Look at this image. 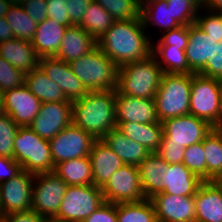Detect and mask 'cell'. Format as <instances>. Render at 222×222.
I'll return each mask as SVG.
<instances>
[{"mask_svg":"<svg viewBox=\"0 0 222 222\" xmlns=\"http://www.w3.org/2000/svg\"><path fill=\"white\" fill-rule=\"evenodd\" d=\"M146 35L141 18L115 21L97 40V46L118 67L145 60L152 55L153 43Z\"/></svg>","mask_w":222,"mask_h":222,"instance_id":"obj_1","label":"cell"},{"mask_svg":"<svg viewBox=\"0 0 222 222\" xmlns=\"http://www.w3.org/2000/svg\"><path fill=\"white\" fill-rule=\"evenodd\" d=\"M72 123L102 139L116 127V91H89L83 98L72 101Z\"/></svg>","mask_w":222,"mask_h":222,"instance_id":"obj_2","label":"cell"},{"mask_svg":"<svg viewBox=\"0 0 222 222\" xmlns=\"http://www.w3.org/2000/svg\"><path fill=\"white\" fill-rule=\"evenodd\" d=\"M163 75L164 71L153 55L127 63L119 67L116 91L132 97L154 99Z\"/></svg>","mask_w":222,"mask_h":222,"instance_id":"obj_3","label":"cell"},{"mask_svg":"<svg viewBox=\"0 0 222 222\" xmlns=\"http://www.w3.org/2000/svg\"><path fill=\"white\" fill-rule=\"evenodd\" d=\"M68 64L88 91H116L119 67L98 46Z\"/></svg>","mask_w":222,"mask_h":222,"instance_id":"obj_4","label":"cell"},{"mask_svg":"<svg viewBox=\"0 0 222 222\" xmlns=\"http://www.w3.org/2000/svg\"><path fill=\"white\" fill-rule=\"evenodd\" d=\"M192 74L164 73L154 97L159 121L189 114Z\"/></svg>","mask_w":222,"mask_h":222,"instance_id":"obj_5","label":"cell"},{"mask_svg":"<svg viewBox=\"0 0 222 222\" xmlns=\"http://www.w3.org/2000/svg\"><path fill=\"white\" fill-rule=\"evenodd\" d=\"M14 160L23 171L31 174L52 172L53 158L47 139L38 136L29 127H19L13 143Z\"/></svg>","mask_w":222,"mask_h":222,"instance_id":"obj_6","label":"cell"},{"mask_svg":"<svg viewBox=\"0 0 222 222\" xmlns=\"http://www.w3.org/2000/svg\"><path fill=\"white\" fill-rule=\"evenodd\" d=\"M222 80L192 74L189 114L218 130Z\"/></svg>","mask_w":222,"mask_h":222,"instance_id":"obj_7","label":"cell"},{"mask_svg":"<svg viewBox=\"0 0 222 222\" xmlns=\"http://www.w3.org/2000/svg\"><path fill=\"white\" fill-rule=\"evenodd\" d=\"M105 202L102 190L93 185L68 186L55 222H83Z\"/></svg>","mask_w":222,"mask_h":222,"instance_id":"obj_8","label":"cell"},{"mask_svg":"<svg viewBox=\"0 0 222 222\" xmlns=\"http://www.w3.org/2000/svg\"><path fill=\"white\" fill-rule=\"evenodd\" d=\"M67 188L68 185L54 171L35 174L32 210L48 220H53Z\"/></svg>","mask_w":222,"mask_h":222,"instance_id":"obj_9","label":"cell"},{"mask_svg":"<svg viewBox=\"0 0 222 222\" xmlns=\"http://www.w3.org/2000/svg\"><path fill=\"white\" fill-rule=\"evenodd\" d=\"M162 124L163 135L160 144H176L185 148L202 142L214 129L206 120L190 114L169 118Z\"/></svg>","mask_w":222,"mask_h":222,"instance_id":"obj_10","label":"cell"},{"mask_svg":"<svg viewBox=\"0 0 222 222\" xmlns=\"http://www.w3.org/2000/svg\"><path fill=\"white\" fill-rule=\"evenodd\" d=\"M96 140L73 123L65 127L48 140L54 166L63 161L89 156Z\"/></svg>","mask_w":222,"mask_h":222,"instance_id":"obj_11","label":"cell"},{"mask_svg":"<svg viewBox=\"0 0 222 222\" xmlns=\"http://www.w3.org/2000/svg\"><path fill=\"white\" fill-rule=\"evenodd\" d=\"M106 202L128 203L145 199L137 166L125 164L101 188Z\"/></svg>","mask_w":222,"mask_h":222,"instance_id":"obj_12","label":"cell"},{"mask_svg":"<svg viewBox=\"0 0 222 222\" xmlns=\"http://www.w3.org/2000/svg\"><path fill=\"white\" fill-rule=\"evenodd\" d=\"M72 118L71 101L45 102L28 127L41 138L50 140L71 125Z\"/></svg>","mask_w":222,"mask_h":222,"instance_id":"obj_13","label":"cell"},{"mask_svg":"<svg viewBox=\"0 0 222 222\" xmlns=\"http://www.w3.org/2000/svg\"><path fill=\"white\" fill-rule=\"evenodd\" d=\"M34 177L35 174L22 171L0 184V205L3 215L32 210Z\"/></svg>","mask_w":222,"mask_h":222,"instance_id":"obj_14","label":"cell"},{"mask_svg":"<svg viewBox=\"0 0 222 222\" xmlns=\"http://www.w3.org/2000/svg\"><path fill=\"white\" fill-rule=\"evenodd\" d=\"M4 113L19 127H28L39 113L41 101L23 84L3 93Z\"/></svg>","mask_w":222,"mask_h":222,"instance_id":"obj_15","label":"cell"},{"mask_svg":"<svg viewBox=\"0 0 222 222\" xmlns=\"http://www.w3.org/2000/svg\"><path fill=\"white\" fill-rule=\"evenodd\" d=\"M158 222H195L194 196L158 193L150 198Z\"/></svg>","mask_w":222,"mask_h":222,"instance_id":"obj_16","label":"cell"},{"mask_svg":"<svg viewBox=\"0 0 222 222\" xmlns=\"http://www.w3.org/2000/svg\"><path fill=\"white\" fill-rule=\"evenodd\" d=\"M39 67L55 82L69 101L83 98L89 91L71 71L69 64L55 57L40 58Z\"/></svg>","mask_w":222,"mask_h":222,"instance_id":"obj_17","label":"cell"},{"mask_svg":"<svg viewBox=\"0 0 222 222\" xmlns=\"http://www.w3.org/2000/svg\"><path fill=\"white\" fill-rule=\"evenodd\" d=\"M116 122H160L155 100L132 97L116 91Z\"/></svg>","mask_w":222,"mask_h":222,"instance_id":"obj_18","label":"cell"},{"mask_svg":"<svg viewBox=\"0 0 222 222\" xmlns=\"http://www.w3.org/2000/svg\"><path fill=\"white\" fill-rule=\"evenodd\" d=\"M195 222H222V187L204 181L194 195Z\"/></svg>","mask_w":222,"mask_h":222,"instance_id":"obj_19","label":"cell"},{"mask_svg":"<svg viewBox=\"0 0 222 222\" xmlns=\"http://www.w3.org/2000/svg\"><path fill=\"white\" fill-rule=\"evenodd\" d=\"M216 39L208 36L195 23L189 25V37L185 55L189 65V74H198L212 56Z\"/></svg>","mask_w":222,"mask_h":222,"instance_id":"obj_20","label":"cell"},{"mask_svg":"<svg viewBox=\"0 0 222 222\" xmlns=\"http://www.w3.org/2000/svg\"><path fill=\"white\" fill-rule=\"evenodd\" d=\"M89 158L92 167L93 184L99 188H102L109 181L117 169L125 165L102 139H98L93 143Z\"/></svg>","mask_w":222,"mask_h":222,"instance_id":"obj_21","label":"cell"},{"mask_svg":"<svg viewBox=\"0 0 222 222\" xmlns=\"http://www.w3.org/2000/svg\"><path fill=\"white\" fill-rule=\"evenodd\" d=\"M97 41L79 25L67 27L55 58L67 63L89 53Z\"/></svg>","mask_w":222,"mask_h":222,"instance_id":"obj_22","label":"cell"},{"mask_svg":"<svg viewBox=\"0 0 222 222\" xmlns=\"http://www.w3.org/2000/svg\"><path fill=\"white\" fill-rule=\"evenodd\" d=\"M204 181L193 174L183 163L168 164L162 183V193L194 196Z\"/></svg>","mask_w":222,"mask_h":222,"instance_id":"obj_23","label":"cell"},{"mask_svg":"<svg viewBox=\"0 0 222 222\" xmlns=\"http://www.w3.org/2000/svg\"><path fill=\"white\" fill-rule=\"evenodd\" d=\"M0 56L25 74L39 67L40 57L31 42L10 39L0 43Z\"/></svg>","mask_w":222,"mask_h":222,"instance_id":"obj_24","label":"cell"},{"mask_svg":"<svg viewBox=\"0 0 222 222\" xmlns=\"http://www.w3.org/2000/svg\"><path fill=\"white\" fill-rule=\"evenodd\" d=\"M66 28L50 18L38 23L31 44L40 58L57 54Z\"/></svg>","mask_w":222,"mask_h":222,"instance_id":"obj_25","label":"cell"},{"mask_svg":"<svg viewBox=\"0 0 222 222\" xmlns=\"http://www.w3.org/2000/svg\"><path fill=\"white\" fill-rule=\"evenodd\" d=\"M103 142L115 152L124 164L139 166L150 154L140 143L129 139L117 127L111 129L103 138Z\"/></svg>","mask_w":222,"mask_h":222,"instance_id":"obj_26","label":"cell"},{"mask_svg":"<svg viewBox=\"0 0 222 222\" xmlns=\"http://www.w3.org/2000/svg\"><path fill=\"white\" fill-rule=\"evenodd\" d=\"M168 163L156 152L150 153L138 166L141 185L145 199L163 192V177Z\"/></svg>","mask_w":222,"mask_h":222,"instance_id":"obj_27","label":"cell"},{"mask_svg":"<svg viewBox=\"0 0 222 222\" xmlns=\"http://www.w3.org/2000/svg\"><path fill=\"white\" fill-rule=\"evenodd\" d=\"M116 127L129 139L143 145L150 153L156 152L160 146L163 135V124L116 122Z\"/></svg>","mask_w":222,"mask_h":222,"instance_id":"obj_28","label":"cell"},{"mask_svg":"<svg viewBox=\"0 0 222 222\" xmlns=\"http://www.w3.org/2000/svg\"><path fill=\"white\" fill-rule=\"evenodd\" d=\"M68 186L93 185L89 156L63 161L53 170Z\"/></svg>","mask_w":222,"mask_h":222,"instance_id":"obj_29","label":"cell"},{"mask_svg":"<svg viewBox=\"0 0 222 222\" xmlns=\"http://www.w3.org/2000/svg\"><path fill=\"white\" fill-rule=\"evenodd\" d=\"M140 17L145 28L153 23L166 32L180 26L173 18L166 0H141Z\"/></svg>","mask_w":222,"mask_h":222,"instance_id":"obj_30","label":"cell"},{"mask_svg":"<svg viewBox=\"0 0 222 222\" xmlns=\"http://www.w3.org/2000/svg\"><path fill=\"white\" fill-rule=\"evenodd\" d=\"M25 85L41 103L69 101L62 89L49 79L40 67L25 75Z\"/></svg>","mask_w":222,"mask_h":222,"instance_id":"obj_31","label":"cell"},{"mask_svg":"<svg viewBox=\"0 0 222 222\" xmlns=\"http://www.w3.org/2000/svg\"><path fill=\"white\" fill-rule=\"evenodd\" d=\"M206 158V181H217L222 175V131L213 129L203 140Z\"/></svg>","mask_w":222,"mask_h":222,"instance_id":"obj_32","label":"cell"},{"mask_svg":"<svg viewBox=\"0 0 222 222\" xmlns=\"http://www.w3.org/2000/svg\"><path fill=\"white\" fill-rule=\"evenodd\" d=\"M115 22L113 16L107 12L100 4L92 1L79 24L96 41L110 29Z\"/></svg>","mask_w":222,"mask_h":222,"instance_id":"obj_33","label":"cell"},{"mask_svg":"<svg viewBox=\"0 0 222 222\" xmlns=\"http://www.w3.org/2000/svg\"><path fill=\"white\" fill-rule=\"evenodd\" d=\"M154 46L153 43L152 55L164 73L189 74L185 50L176 46Z\"/></svg>","mask_w":222,"mask_h":222,"instance_id":"obj_34","label":"cell"},{"mask_svg":"<svg viewBox=\"0 0 222 222\" xmlns=\"http://www.w3.org/2000/svg\"><path fill=\"white\" fill-rule=\"evenodd\" d=\"M117 222H158L150 199L139 202L116 203Z\"/></svg>","mask_w":222,"mask_h":222,"instance_id":"obj_35","label":"cell"},{"mask_svg":"<svg viewBox=\"0 0 222 222\" xmlns=\"http://www.w3.org/2000/svg\"><path fill=\"white\" fill-rule=\"evenodd\" d=\"M15 39L31 42L38 23L30 18L22 5L11 4L5 15Z\"/></svg>","mask_w":222,"mask_h":222,"instance_id":"obj_36","label":"cell"},{"mask_svg":"<svg viewBox=\"0 0 222 222\" xmlns=\"http://www.w3.org/2000/svg\"><path fill=\"white\" fill-rule=\"evenodd\" d=\"M109 12L115 21L139 19L141 0H93Z\"/></svg>","mask_w":222,"mask_h":222,"instance_id":"obj_37","label":"cell"},{"mask_svg":"<svg viewBox=\"0 0 222 222\" xmlns=\"http://www.w3.org/2000/svg\"><path fill=\"white\" fill-rule=\"evenodd\" d=\"M173 18L184 26L194 24L199 10L203 9L202 0H166Z\"/></svg>","mask_w":222,"mask_h":222,"instance_id":"obj_38","label":"cell"},{"mask_svg":"<svg viewBox=\"0 0 222 222\" xmlns=\"http://www.w3.org/2000/svg\"><path fill=\"white\" fill-rule=\"evenodd\" d=\"M203 141L185 148L182 163L193 174L206 181V158Z\"/></svg>","mask_w":222,"mask_h":222,"instance_id":"obj_39","label":"cell"},{"mask_svg":"<svg viewBox=\"0 0 222 222\" xmlns=\"http://www.w3.org/2000/svg\"><path fill=\"white\" fill-rule=\"evenodd\" d=\"M18 128L8 114L0 115V156L14 159L13 143Z\"/></svg>","mask_w":222,"mask_h":222,"instance_id":"obj_40","label":"cell"},{"mask_svg":"<svg viewBox=\"0 0 222 222\" xmlns=\"http://www.w3.org/2000/svg\"><path fill=\"white\" fill-rule=\"evenodd\" d=\"M25 73L8 63L0 56V92L17 88L25 84Z\"/></svg>","mask_w":222,"mask_h":222,"instance_id":"obj_41","label":"cell"},{"mask_svg":"<svg viewBox=\"0 0 222 222\" xmlns=\"http://www.w3.org/2000/svg\"><path fill=\"white\" fill-rule=\"evenodd\" d=\"M201 11L199 10L196 17L195 24L208 36H211L213 39H216V42L219 43L222 41V15L218 12L207 11V14L200 15Z\"/></svg>","mask_w":222,"mask_h":222,"instance_id":"obj_42","label":"cell"},{"mask_svg":"<svg viewBox=\"0 0 222 222\" xmlns=\"http://www.w3.org/2000/svg\"><path fill=\"white\" fill-rule=\"evenodd\" d=\"M156 46H176L181 50L187 47L189 37V26L180 25L177 28L163 32Z\"/></svg>","mask_w":222,"mask_h":222,"instance_id":"obj_43","label":"cell"},{"mask_svg":"<svg viewBox=\"0 0 222 222\" xmlns=\"http://www.w3.org/2000/svg\"><path fill=\"white\" fill-rule=\"evenodd\" d=\"M198 74L222 80V41L214 46L211 58Z\"/></svg>","mask_w":222,"mask_h":222,"instance_id":"obj_44","label":"cell"},{"mask_svg":"<svg viewBox=\"0 0 222 222\" xmlns=\"http://www.w3.org/2000/svg\"><path fill=\"white\" fill-rule=\"evenodd\" d=\"M47 18L53 19L66 27L72 26L71 20L66 9L67 0H46Z\"/></svg>","mask_w":222,"mask_h":222,"instance_id":"obj_45","label":"cell"},{"mask_svg":"<svg viewBox=\"0 0 222 222\" xmlns=\"http://www.w3.org/2000/svg\"><path fill=\"white\" fill-rule=\"evenodd\" d=\"M83 222H117L116 204L105 201Z\"/></svg>","mask_w":222,"mask_h":222,"instance_id":"obj_46","label":"cell"},{"mask_svg":"<svg viewBox=\"0 0 222 222\" xmlns=\"http://www.w3.org/2000/svg\"><path fill=\"white\" fill-rule=\"evenodd\" d=\"M156 153L168 164L182 163L185 147L176 144H160Z\"/></svg>","mask_w":222,"mask_h":222,"instance_id":"obj_47","label":"cell"},{"mask_svg":"<svg viewBox=\"0 0 222 222\" xmlns=\"http://www.w3.org/2000/svg\"><path fill=\"white\" fill-rule=\"evenodd\" d=\"M22 6L27 15L37 23L47 18L46 0H26Z\"/></svg>","mask_w":222,"mask_h":222,"instance_id":"obj_48","label":"cell"},{"mask_svg":"<svg viewBox=\"0 0 222 222\" xmlns=\"http://www.w3.org/2000/svg\"><path fill=\"white\" fill-rule=\"evenodd\" d=\"M93 0H67L66 9L72 25H79L86 9Z\"/></svg>","mask_w":222,"mask_h":222,"instance_id":"obj_49","label":"cell"},{"mask_svg":"<svg viewBox=\"0 0 222 222\" xmlns=\"http://www.w3.org/2000/svg\"><path fill=\"white\" fill-rule=\"evenodd\" d=\"M21 165L14 159L0 156V184L21 173Z\"/></svg>","mask_w":222,"mask_h":222,"instance_id":"obj_50","label":"cell"},{"mask_svg":"<svg viewBox=\"0 0 222 222\" xmlns=\"http://www.w3.org/2000/svg\"><path fill=\"white\" fill-rule=\"evenodd\" d=\"M2 222H48L45 217L40 216L33 210L25 212H14L6 214L1 219Z\"/></svg>","mask_w":222,"mask_h":222,"instance_id":"obj_51","label":"cell"},{"mask_svg":"<svg viewBox=\"0 0 222 222\" xmlns=\"http://www.w3.org/2000/svg\"><path fill=\"white\" fill-rule=\"evenodd\" d=\"M10 39H14L12 29L10 28L5 17H2L0 18V43Z\"/></svg>","mask_w":222,"mask_h":222,"instance_id":"obj_52","label":"cell"},{"mask_svg":"<svg viewBox=\"0 0 222 222\" xmlns=\"http://www.w3.org/2000/svg\"><path fill=\"white\" fill-rule=\"evenodd\" d=\"M203 10L222 12V0H202Z\"/></svg>","mask_w":222,"mask_h":222,"instance_id":"obj_53","label":"cell"},{"mask_svg":"<svg viewBox=\"0 0 222 222\" xmlns=\"http://www.w3.org/2000/svg\"><path fill=\"white\" fill-rule=\"evenodd\" d=\"M11 4L10 0H0V18L5 17Z\"/></svg>","mask_w":222,"mask_h":222,"instance_id":"obj_54","label":"cell"},{"mask_svg":"<svg viewBox=\"0 0 222 222\" xmlns=\"http://www.w3.org/2000/svg\"><path fill=\"white\" fill-rule=\"evenodd\" d=\"M218 130L222 131V88H221V102H220V112L218 120Z\"/></svg>","mask_w":222,"mask_h":222,"instance_id":"obj_55","label":"cell"},{"mask_svg":"<svg viewBox=\"0 0 222 222\" xmlns=\"http://www.w3.org/2000/svg\"><path fill=\"white\" fill-rule=\"evenodd\" d=\"M4 113L3 94L0 92V115Z\"/></svg>","mask_w":222,"mask_h":222,"instance_id":"obj_56","label":"cell"},{"mask_svg":"<svg viewBox=\"0 0 222 222\" xmlns=\"http://www.w3.org/2000/svg\"><path fill=\"white\" fill-rule=\"evenodd\" d=\"M26 0H10L12 4L22 5Z\"/></svg>","mask_w":222,"mask_h":222,"instance_id":"obj_57","label":"cell"},{"mask_svg":"<svg viewBox=\"0 0 222 222\" xmlns=\"http://www.w3.org/2000/svg\"><path fill=\"white\" fill-rule=\"evenodd\" d=\"M216 182L222 187V175L219 177V179Z\"/></svg>","mask_w":222,"mask_h":222,"instance_id":"obj_58","label":"cell"},{"mask_svg":"<svg viewBox=\"0 0 222 222\" xmlns=\"http://www.w3.org/2000/svg\"><path fill=\"white\" fill-rule=\"evenodd\" d=\"M3 216H4V215H3V211H2V208H1V205H0V221H1V219H2Z\"/></svg>","mask_w":222,"mask_h":222,"instance_id":"obj_59","label":"cell"}]
</instances>
